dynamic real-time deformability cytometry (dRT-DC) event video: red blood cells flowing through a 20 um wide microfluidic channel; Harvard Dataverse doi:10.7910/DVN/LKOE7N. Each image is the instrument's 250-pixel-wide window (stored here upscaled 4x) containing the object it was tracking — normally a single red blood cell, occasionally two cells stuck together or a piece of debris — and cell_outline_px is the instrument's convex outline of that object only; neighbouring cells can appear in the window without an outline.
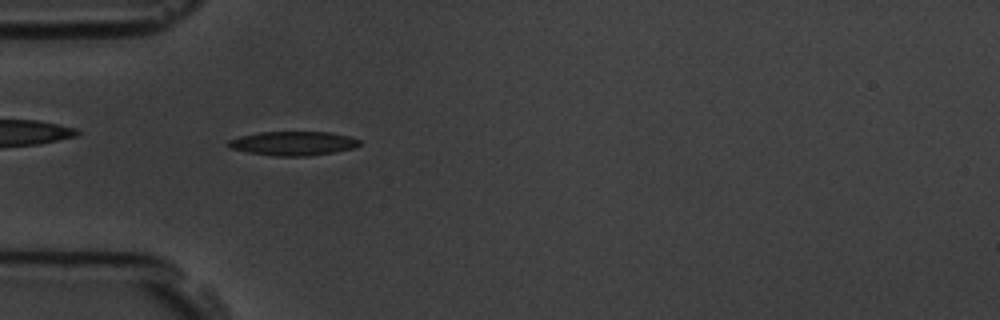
{"species": "common noctule bat (a hibernating species)", "species_latin": "Nyctalus noctula", "temperature_condition": "room temperature", "stored_images_in_passage": 7, "camera_frame_rate_fps": 3000, "um_per_image_px": 0.085, "animal": {"sex": "male", "body_mass_g": 19.5, "forearm_length_mm": 54.6}, "frame": {"image": 1, "passage_image": 6, "time_ms": 6.0, "image_size_px": [1000, 320], "cell_outline_px": [[360, 144], [352, 148], [332, 152], [308, 156], [276, 156], [248, 152], [232, 148], [228, 144], [228, 140], [240, 136], [260, 132], [332, 132], [348, 136], [360, 140]], "centroid_in_image_um": [24.92, 12.18], "position_along_channel_um": 60.1, "area_um2": 18.15}}
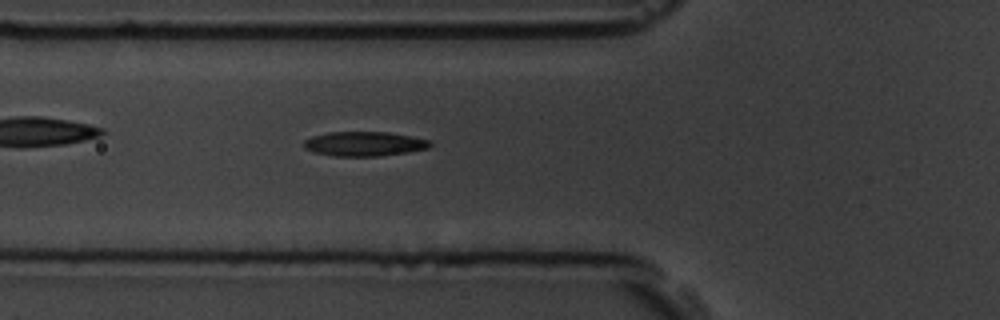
{"frame": {"image": 2, "passage_image": 7, "time_ms": 7.0, "image_size_px": [1000, 320], "cell_outline_px": [[432, 144], [428, 148], [408, 152], [380, 156], [336, 156], [312, 152], [304, 148], [304, 140], [312, 136], [328, 132], [388, 132], [412, 136], [432, 140]], "centroid_in_image_um": [30.98, 12.22], "position_along_channel_um": 94.8, "area_um2": 18.15}}